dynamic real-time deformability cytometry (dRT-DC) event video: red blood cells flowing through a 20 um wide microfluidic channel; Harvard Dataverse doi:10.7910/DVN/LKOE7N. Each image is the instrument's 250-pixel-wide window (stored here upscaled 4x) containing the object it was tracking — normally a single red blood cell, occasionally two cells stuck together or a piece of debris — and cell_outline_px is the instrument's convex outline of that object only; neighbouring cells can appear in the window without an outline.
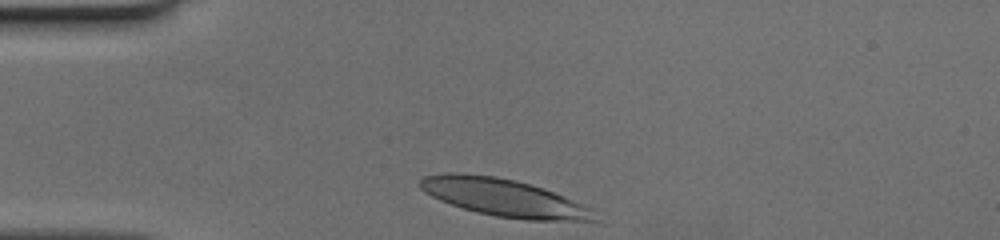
{"species": "human", "species_latin": "Homo sapiens", "temperature_condition": "cold", "stored_images_in_passage": 28, "camera_frame_rate_fps": 3000, "um_per_image_px": 0.085, "donor": {"sex": "female"}, "frame": {"image": 1, "passage_image": 1, "time_ms": 0.0, "image_size_px": [1000, 240], "cell_outline_px": [[596, 220], [528, 220], [496, 216], [476, 212], [440, 200], [424, 192], [420, 188], [420, 180], [424, 176], [448, 172], [464, 172], [496, 176], [516, 180], [532, 184], [592, 208]], "centroid_in_image_um": [42.76, 16.77], "position_along_channel_um": 42.2, "area_um2": 37.8}}
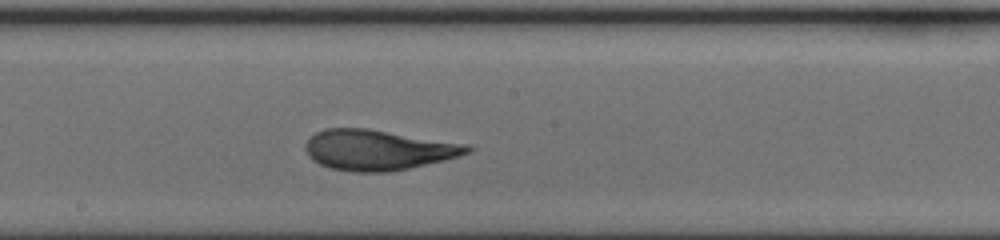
{"frame": {"image": 2, "passage_image": 16, "time_ms": 5.0, "image_size_px": [1000, 240], "cell_outline_px": [[476, 148], [468, 152], [444, 160], [408, 168], [388, 172], [352, 172], [332, 168], [320, 164], [312, 160], [308, 156], [304, 148], [304, 144], [316, 132], [324, 128], [368, 128], [472, 144]], "centroid_in_image_um": [32.15, 12.73], "position_along_channel_um": 216.1, "area_um2": 38.38}}
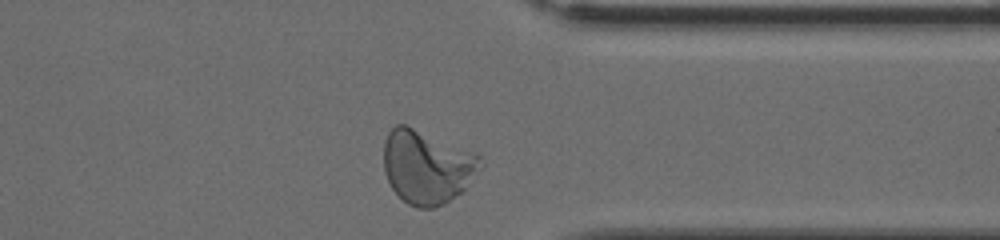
{"frame": {"image": 3, "passage_image": 28, "time_ms": 9.0, "image_size_px": [1000, 240], "cell_outline_px": [[480, 168], [464, 188], [460, 192], [444, 204], [432, 208], [416, 208], [408, 204], [392, 188], [384, 172], [384, 140], [388, 132], [396, 124], [404, 124], [476, 152], [480, 156]], "centroid_in_image_um": [36.26, 14.17], "position_along_channel_um": 375.1, "area_um2": 41.1}}